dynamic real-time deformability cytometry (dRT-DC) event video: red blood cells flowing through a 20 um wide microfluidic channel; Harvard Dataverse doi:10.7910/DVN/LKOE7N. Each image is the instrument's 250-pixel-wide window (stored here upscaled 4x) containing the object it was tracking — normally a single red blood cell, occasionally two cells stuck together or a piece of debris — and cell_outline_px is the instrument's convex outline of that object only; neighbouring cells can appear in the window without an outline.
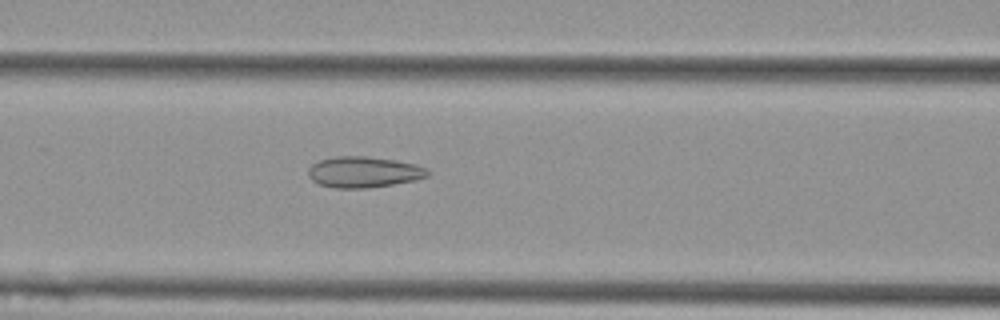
{"species": "Egyptian fruit bat (a non-hibernating species)", "species_latin": "Rousettus aegyptiacus", "temperature_condition": "cold", "stored_images_in_passage": 56, "camera_frame_rate_fps": 3000, "um_per_image_px": 0.085, "animal": {"sex": "female"}, "frame": {"image": 1, "passage_image": 24, "time_ms": 7.667, "image_size_px": [1000, 320], "cell_outline_px": [[428, 176], [416, 180], [368, 188], [336, 188], [320, 184], [312, 180], [308, 176], [308, 168], [312, 164], [320, 160], [336, 156], [364, 156], [396, 160], [416, 164], [428, 168]], "centroid_in_image_um": [30.92, 14.62], "position_along_channel_um": 135.7, "area_um2": 21.56}}
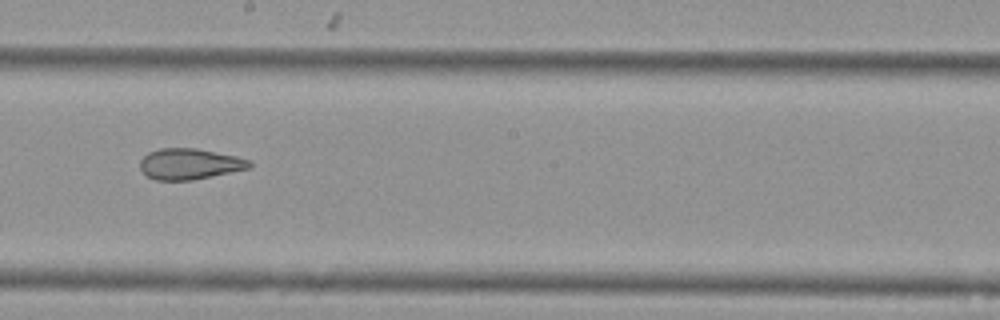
{"frame": {"image": 2, "passage_image": 32, "time_ms": 10.333, "image_size_px": [1000, 320], "cell_outline_px": [[252, 164], [248, 168], [192, 180], [156, 180], [148, 176], [140, 168], [140, 160], [148, 152], [160, 148], [196, 148], [236, 156], [252, 160]], "centroid_in_image_um": [16.1, 13.92], "position_along_channel_um": 232.1, "area_um2": 19.54}}
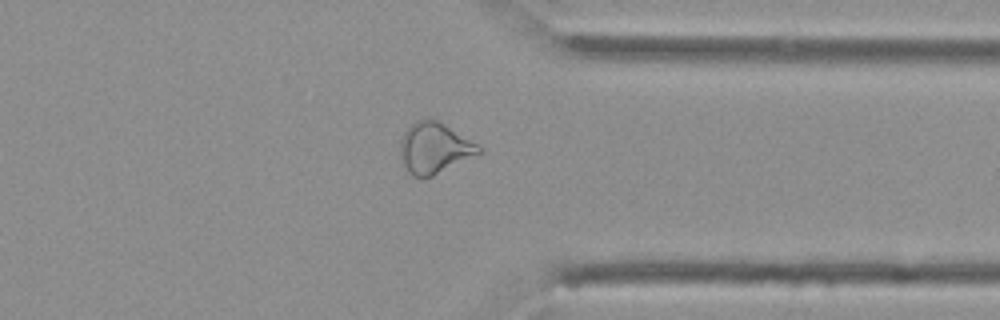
{"frame": {"image": 3, "passage_image": 44, "time_ms": 14.333, "image_size_px": [1000, 320], "cell_outline_px": [[484, 152], [432, 176], [412, 176], [408, 172], [400, 160], [400, 140], [404, 132], [416, 120], [436, 120], [444, 124], [480, 144], [484, 148]], "centroid_in_image_um": [36.95, 12.59], "position_along_channel_um": 374.4, "area_um2": 23.35}, "authors_computed_cell_mechanics": {"area_um2": 25.2008, "velocity_mm_per_s": 3.6315, "shape_relaxation_time_tau1_ms": null, "shape_relaxation_time_tau2_ms": 2.8435, "deformation_change_tau1": null, "deformation_change_tau2": 0.1019}}